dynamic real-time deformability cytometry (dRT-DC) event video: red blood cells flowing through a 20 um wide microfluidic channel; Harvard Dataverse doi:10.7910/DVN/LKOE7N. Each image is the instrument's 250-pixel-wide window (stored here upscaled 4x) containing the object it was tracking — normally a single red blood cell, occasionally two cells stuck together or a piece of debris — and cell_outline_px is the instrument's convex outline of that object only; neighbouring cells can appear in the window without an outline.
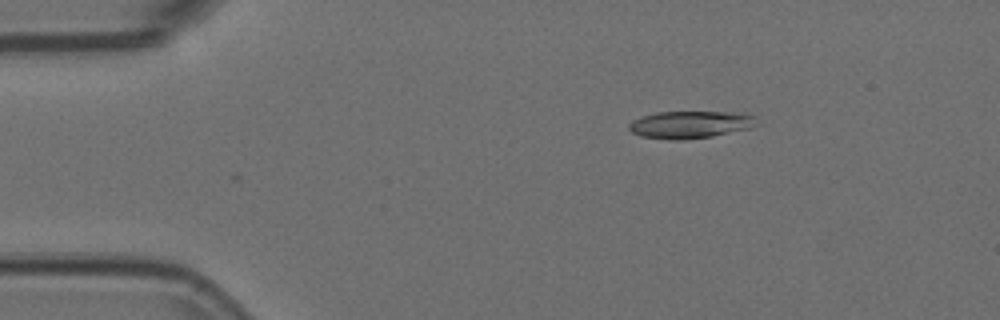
{"species": "Egyptian fruit bat (a non-hibernating species)", "species_latin": "Rousettus aegyptiacus", "temperature_condition": "room temperature", "stored_images_in_passage": 5, "camera_frame_rate_fps": 3000, "um_per_image_px": 0.085, "animal": {"sex": "female"}, "frame": {"image": 1, "passage_image": 5, "time_ms": 1.333, "image_size_px": [1000, 320], "cell_outline_px": [[764, 124], [752, 128], [712, 136], [680, 140], [668, 140], [640, 136], [632, 132], [628, 128], [628, 124], [632, 120], [656, 112], [740, 112], [756, 116]], "centroid_in_image_um": [58.77, 10.59], "position_along_channel_um": 26.2, "area_um2": 20.81}}